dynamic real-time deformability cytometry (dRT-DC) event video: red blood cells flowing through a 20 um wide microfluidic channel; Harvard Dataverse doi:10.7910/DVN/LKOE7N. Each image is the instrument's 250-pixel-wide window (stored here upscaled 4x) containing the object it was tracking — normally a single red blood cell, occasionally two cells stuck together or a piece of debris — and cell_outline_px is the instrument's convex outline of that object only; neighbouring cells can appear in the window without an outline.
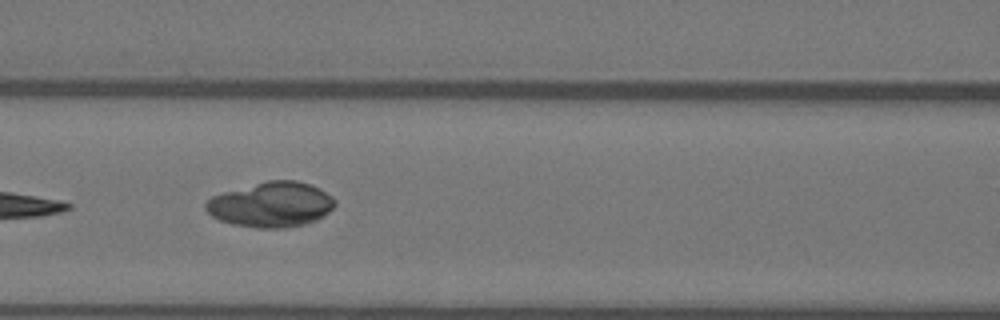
{"species": "Egyptian fruit bat (a non-hibernating species)", "species_latin": "Rousettus aegyptiacus", "temperature_condition": "warm", "stored_images_in_passage": 7, "camera_frame_rate_fps": 3000, "um_per_image_px": 0.085, "animal": {"sex": "female"}, "frame": {"image": 1, "passage_image": 6, "time_ms": 1.667, "image_size_px": [1000, 320], "cell_outline_px": [[336, 204], [324, 216], [316, 220], [304, 224], [284, 228], [256, 228], [232, 224], [220, 220], [212, 216], [204, 208], [204, 204], [212, 196], [224, 192], [268, 180], [296, 180], [320, 188], [332, 196], [336, 200]], "centroid_in_image_um": [23.06, 17.39], "position_along_channel_um": 143.5, "area_um2": 33.93}}
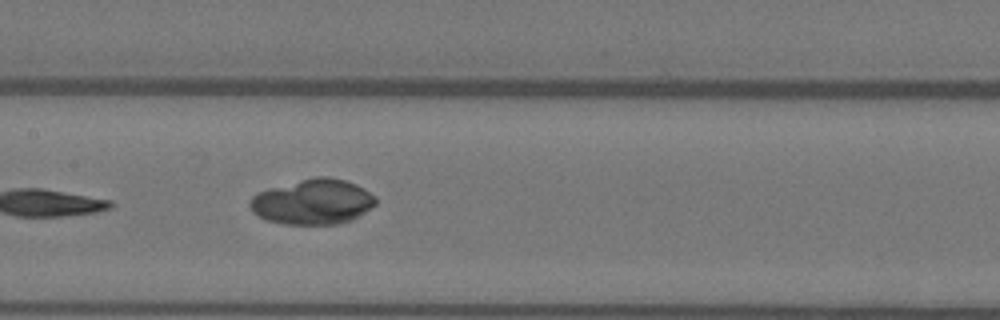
{"frame": {"image": 2, "passage_image": 7, "time_ms": 2.0, "image_size_px": [1000, 320], "cell_outline_px": [[376, 204], [360, 216], [352, 220], [340, 224], [284, 224], [268, 220], [252, 212], [248, 204], [252, 196], [256, 192], [268, 188], [316, 176], [328, 176], [344, 180], [356, 184], [364, 188], [376, 196]], "centroid_in_image_um": [26.6, 17.15], "position_along_channel_um": 180.8, "area_um2": 33.41}}